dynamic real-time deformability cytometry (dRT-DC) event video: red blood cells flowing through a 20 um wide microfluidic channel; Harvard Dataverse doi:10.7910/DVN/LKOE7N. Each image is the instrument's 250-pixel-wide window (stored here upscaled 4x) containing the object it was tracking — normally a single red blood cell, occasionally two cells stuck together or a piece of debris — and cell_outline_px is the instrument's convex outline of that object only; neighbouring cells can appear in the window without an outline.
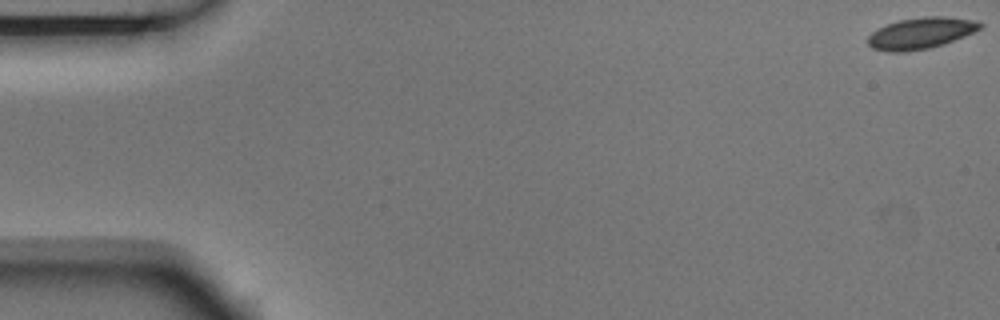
{"species": "Egyptian fruit bat (a non-hibernating species)", "species_latin": "Rousettus aegyptiacus", "temperature_condition": "room temperature", "stored_images_in_passage": 8, "camera_frame_rate_fps": 3000, "um_per_image_px": 0.085, "animal": {"sex": "male"}, "frame": {"image": 1, "passage_image": 1, "time_ms": 0.0, "image_size_px": [1000, 320], "cell_outline_px": [[984, 28], [964, 36], [928, 48], [904, 52], [888, 52], [872, 48], [868, 44], [868, 36], [872, 32], [888, 24], [900, 20], [924, 16], [944, 16], [972, 20], [984, 24]], "centroid_in_image_um": [78.27, 2.81], "position_along_channel_um": 6.7, "area_um2": 20.23}}
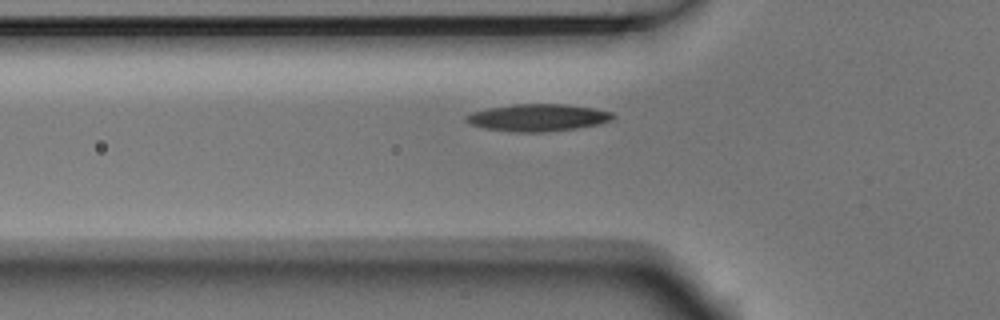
{"frame": {"image": 2, "passage_image": 7, "time_ms": 2.0, "image_size_px": [1000, 320], "cell_outline_px": [[616, 116], [612, 120], [600, 124], [576, 128], [544, 132], [516, 132], [484, 128], [472, 124], [464, 120], [464, 116], [472, 112], [488, 108], [512, 104], [568, 104], [592, 108], [612, 112]], "centroid_in_image_um": [45.73, 9.99], "position_along_channel_um": 80.1, "area_um2": 23.29}}
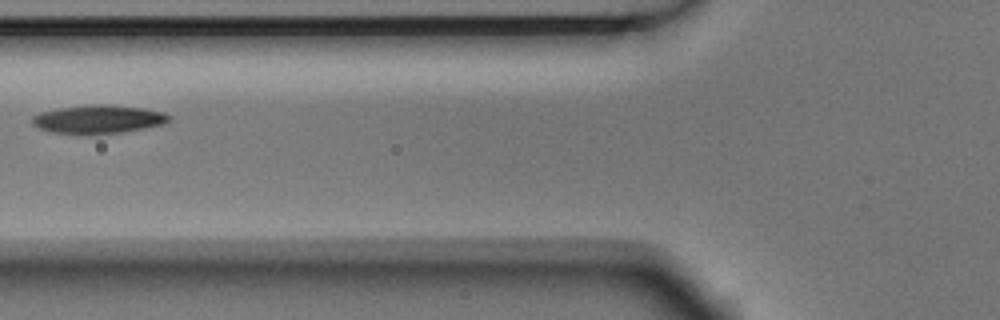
{"frame": {"image": 3, "passage_image": 8, "time_ms": 2.333, "image_size_px": [1000, 320], "cell_outline_px": [[172, 116], [164, 124], [124, 132], [96, 136], [80, 136], [52, 132], [40, 128], [32, 124], [32, 116], [40, 112], [56, 108], [88, 104], [108, 104], [144, 108], [164, 112]], "centroid_in_image_um": [8.33, 10.16], "position_along_channel_um": 117.5, "area_um2": 23.52}}